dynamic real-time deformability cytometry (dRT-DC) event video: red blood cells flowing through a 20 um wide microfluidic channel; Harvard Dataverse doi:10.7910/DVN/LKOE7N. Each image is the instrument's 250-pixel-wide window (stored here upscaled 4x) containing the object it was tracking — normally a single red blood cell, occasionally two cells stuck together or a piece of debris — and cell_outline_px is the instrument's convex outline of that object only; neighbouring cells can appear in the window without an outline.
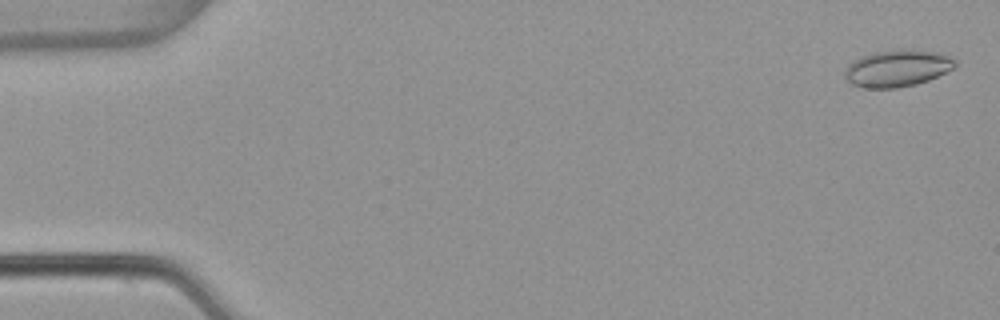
{"species": "common noctule bat (a hibernating species)", "species_latin": "Nyctalus noctula", "temperature_condition": "warm", "stored_images_in_passage": 10, "camera_frame_rate_fps": 3000, "um_per_image_px": 0.085, "animal": {"sex": "female", "body_mass_g": 22.7, "forearm_length_mm": 54.2}, "frame": {"image": 1, "passage_image": 2, "time_ms": 0.333, "image_size_px": [1000, 320], "cell_outline_px": [[956, 68], [928, 80], [916, 84], [896, 88], [868, 88], [852, 84], [844, 76], [844, 72], [848, 64], [860, 56], [876, 52], [908, 48], [912, 48], [932, 52], [948, 56], [956, 60]], "centroid_in_image_um": [76.28, 5.8], "position_along_channel_um": 8.7, "area_um2": 23.7}}